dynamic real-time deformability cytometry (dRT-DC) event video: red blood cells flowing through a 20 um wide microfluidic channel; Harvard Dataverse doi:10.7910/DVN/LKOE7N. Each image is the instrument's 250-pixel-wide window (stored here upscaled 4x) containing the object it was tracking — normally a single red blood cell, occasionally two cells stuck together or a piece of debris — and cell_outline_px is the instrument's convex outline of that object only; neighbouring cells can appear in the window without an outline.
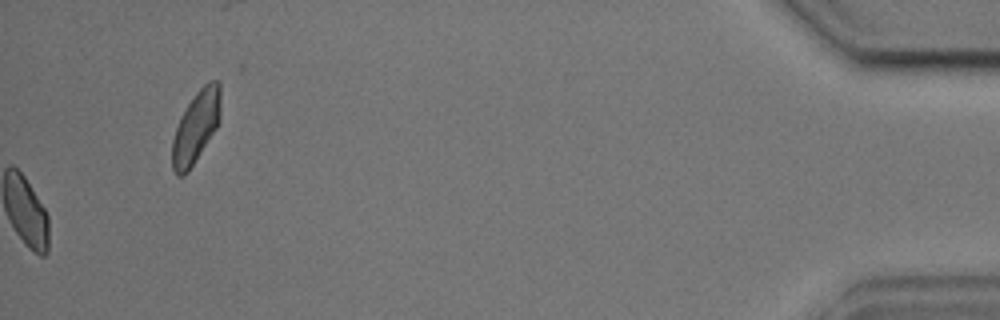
{"species": "common noctule bat (a hibernating species)", "species_latin": "Nyctalus noctula", "temperature_condition": "cold", "stored_images_in_passage": 52, "camera_frame_rate_fps": 3000, "um_per_image_px": 0.085, "animal": {"sex": "male", "body_mass_g": 17.9, "forearm_length_mm": 54.2}, "frame": {"image": 1, "passage_image": 52, "time_ms": 17.0, "image_size_px": [1000, 320], "cell_outline_px": [[220, 120], [216, 128], [188, 172], [184, 176], [176, 176], [172, 168], [172, 140], [180, 116], [196, 92], [208, 80], [220, 80]], "centroid_in_image_um": [16.65, 10.78], "position_along_channel_um": 418.5, "area_um2": 20.29}, "authors_computed_cell_mechanics": {"area_um2": 20.6057, "velocity_mm_per_s": 3.6058, "shape_relaxation_time_tau1_ms": 4.7053, "shape_relaxation_time_tau2_ms": 1.8148, "deformation_change_tau1": 0.0648, "deformation_change_tau2": 0.0534}}